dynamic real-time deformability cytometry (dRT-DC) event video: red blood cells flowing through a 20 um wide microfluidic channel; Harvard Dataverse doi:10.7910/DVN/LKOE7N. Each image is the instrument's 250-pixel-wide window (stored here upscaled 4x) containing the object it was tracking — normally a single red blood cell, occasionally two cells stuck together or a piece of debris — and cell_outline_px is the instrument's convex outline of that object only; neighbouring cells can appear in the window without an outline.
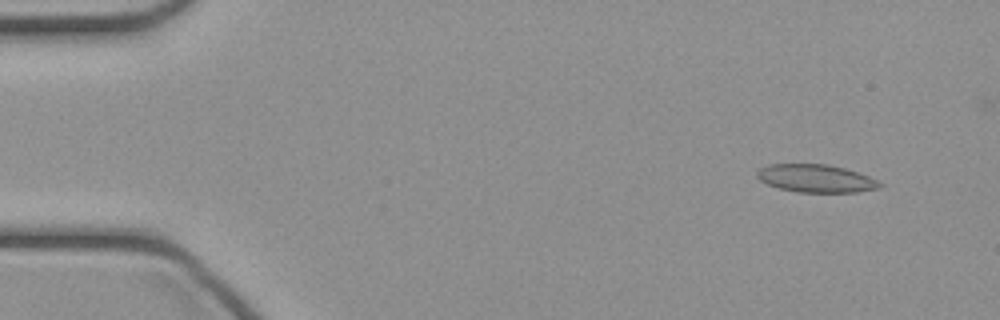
{"species": "common noctule bat (a hibernating species)", "species_latin": "Nyctalus noctula", "temperature_condition": "cold", "stored_images_in_passage": 32, "camera_frame_rate_fps": 3000, "um_per_image_px": 0.085, "animal": {"sex": "female", "body_mass_g": 21.9}, "frame": {"image": 1, "passage_image": 1, "time_ms": 0.0, "image_size_px": [1000, 320], "cell_outline_px": [[884, 184], [880, 188], [856, 192], [800, 192], [780, 188], [768, 184], [760, 180], [756, 176], [756, 172], [760, 168], [768, 164], [828, 164], [844, 168], [868, 176]], "centroid_in_image_um": [69.35, 15.16], "position_along_channel_um": 15.7, "area_um2": 19.83}}
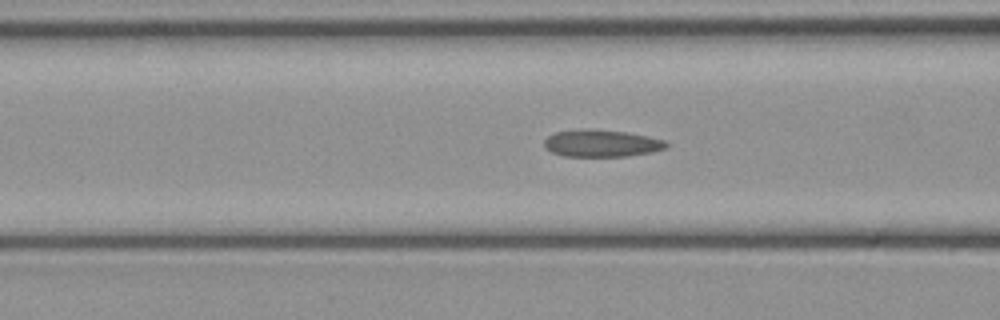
{"frame": {"image": 2, "passage_image": 15, "time_ms": 4.667, "image_size_px": [1000, 320], "cell_outline_px": [[668, 144], [664, 148], [652, 152], [628, 156], [564, 156], [552, 152], [544, 148], [544, 140], [548, 136], [556, 132], [592, 128], [624, 132], [648, 136], [668, 140]], "centroid_in_image_um": [51.14, 12.18], "position_along_channel_um": 115.5, "area_um2": 19.31}}
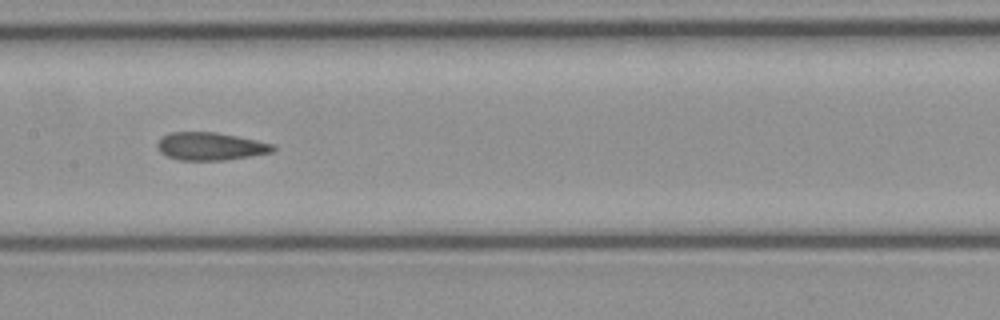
{"frame": {"image": 3, "passage_image": 20, "time_ms": 6.333, "image_size_px": [1000, 320], "cell_outline_px": [[276, 148], [272, 152], [224, 160], [180, 160], [168, 156], [160, 152], [156, 144], [160, 136], [168, 132], [216, 132], [276, 144]], "centroid_in_image_um": [17.86, 12.42], "position_along_channel_um": 189.5, "area_um2": 18.79}}